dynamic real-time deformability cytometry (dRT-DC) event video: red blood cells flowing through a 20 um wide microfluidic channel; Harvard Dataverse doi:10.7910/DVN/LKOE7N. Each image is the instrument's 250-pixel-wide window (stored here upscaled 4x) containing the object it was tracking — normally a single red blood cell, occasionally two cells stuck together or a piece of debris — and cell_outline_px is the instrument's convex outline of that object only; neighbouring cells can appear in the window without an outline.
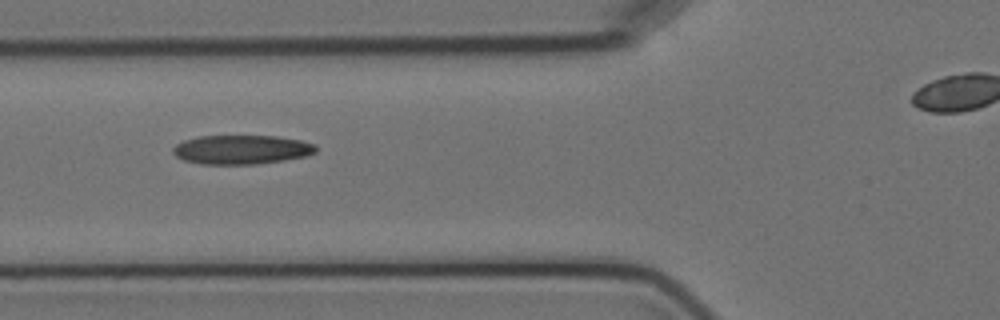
{"species": "Egyptian fruit bat (a non-hibernating species)", "species_latin": "Rousettus aegyptiacus", "temperature_condition": "cold", "stored_images_in_passage": 5, "segment_of_instrument_passage": [1, 2], "camera_frame_rate_fps": 3000, "um_per_image_px": 0.085, "animal": {"sex": "female"}, "frame": {"image": 1, "passage_image": 2, "time_ms": 1.333, "image_size_px": [1000, 320], "cell_outline_px": [[316, 152], [304, 156], [284, 160], [256, 164], [200, 164], [184, 160], [176, 156], [172, 152], [172, 148], [176, 144], [184, 140], [200, 136], [276, 136], [300, 140], [316, 144]], "centroid_in_image_um": [20.51, 12.71], "position_along_channel_um": 105.3, "area_um2": 24.22}}
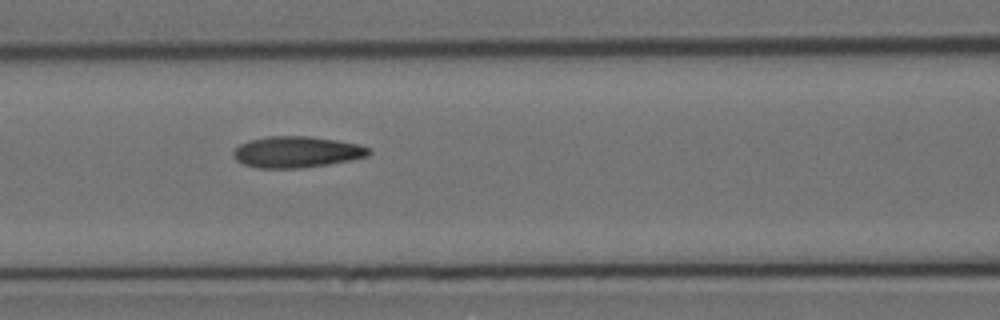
{"frame": {"image": 2, "passage_image": 3, "time_ms": 2.333, "image_size_px": [1000, 320], "cell_outline_px": [[372, 152], [368, 156], [328, 164], [300, 168], [256, 168], [244, 164], [236, 160], [232, 152], [240, 144], [248, 140], [268, 136], [312, 136], [336, 140], [356, 144], [368, 148]], "centroid_in_image_um": [25.18, 12.91], "position_along_channel_um": 141.4, "area_um2": 24.57}}
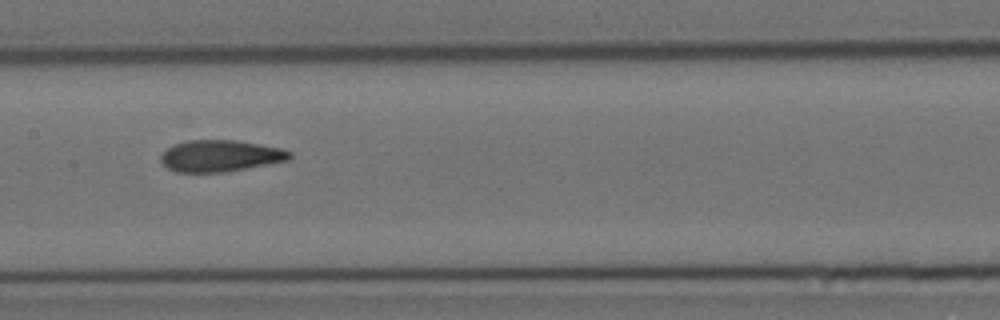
{"frame": {"image": 3, "passage_image": 4, "time_ms": 3.667, "image_size_px": [1000, 320], "cell_outline_px": [[292, 156], [288, 160], [224, 172], [176, 172], [168, 168], [160, 160], [160, 156], [172, 144], [188, 140], [236, 140], [280, 148], [292, 152]], "centroid_in_image_um": [18.7, 13.24], "position_along_channel_um": 188.7, "area_um2": 23.52}}